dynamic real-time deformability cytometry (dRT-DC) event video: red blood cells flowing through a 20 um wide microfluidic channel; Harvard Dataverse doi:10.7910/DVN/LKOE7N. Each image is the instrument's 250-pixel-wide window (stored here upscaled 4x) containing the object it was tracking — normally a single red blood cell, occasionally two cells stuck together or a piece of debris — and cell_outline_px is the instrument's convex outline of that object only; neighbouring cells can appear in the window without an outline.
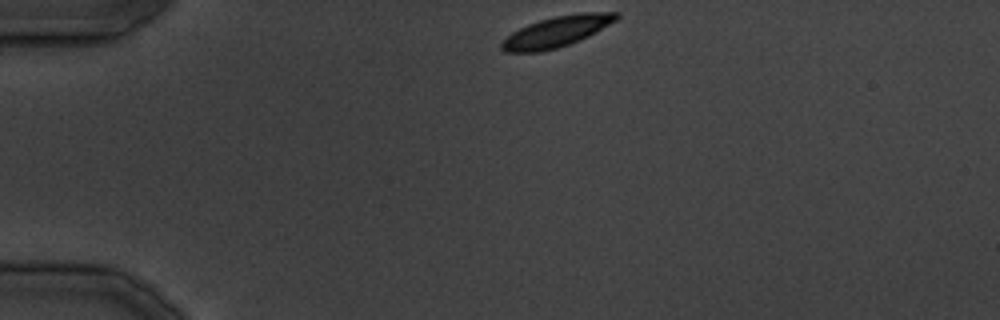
{"species": "common noctule bat (a hibernating species)", "species_latin": "Nyctalus noctula", "temperature_condition": "cold", "stored_images_in_passage": 27, "camera_frame_rate_fps": 3000, "um_per_image_px": 0.085, "animal": {"sex": "male", "body_mass_g": 19.5, "forearm_length_mm": 54.6}, "frame": {"image": 1, "passage_image": 1, "time_ms": 0.0, "image_size_px": [1000, 320], "cell_outline_px": [[620, 16], [616, 20], [588, 36], [580, 40], [556, 48], [540, 52], [504, 52], [500, 48], [500, 44], [512, 32], [528, 24], [540, 20], [556, 16], [580, 12], [620, 12]], "centroid_in_image_um": [47.32, 2.68], "position_along_channel_um": 37.7, "area_um2": 20.35}}
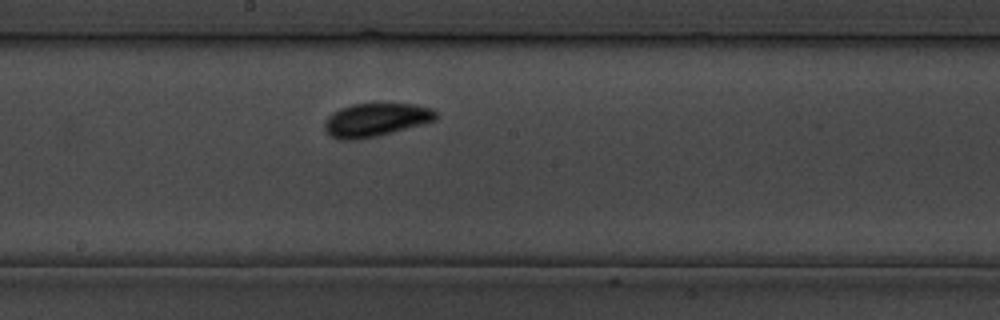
{"frame": {"image": 2, "passage_image": 13, "time_ms": 15.333, "image_size_px": [1000, 320], "cell_outline_px": [[436, 120], [376, 136], [360, 140], [340, 140], [332, 136], [324, 128], [324, 120], [332, 112], [340, 108], [352, 104], [416, 104], [432, 108], [436, 112]], "centroid_in_image_um": [31.9, 10.18], "position_along_channel_um": 216.3, "area_um2": 21.5}}
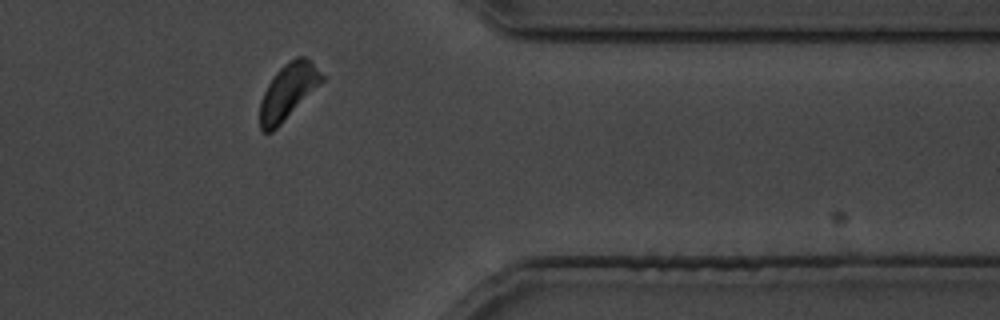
{"frame": {"image": 3, "passage_image": 23, "time_ms": 27.667, "image_size_px": [1000, 320], "cell_outline_px": [[324, 80], [272, 132], [264, 132], [260, 128], [260, 104], [264, 92], [268, 84], [276, 72], [284, 64], [296, 56], [304, 56], [324, 76]], "centroid_in_image_um": [24.46, 7.77], "position_along_channel_um": 386.9, "area_um2": 19.42}}